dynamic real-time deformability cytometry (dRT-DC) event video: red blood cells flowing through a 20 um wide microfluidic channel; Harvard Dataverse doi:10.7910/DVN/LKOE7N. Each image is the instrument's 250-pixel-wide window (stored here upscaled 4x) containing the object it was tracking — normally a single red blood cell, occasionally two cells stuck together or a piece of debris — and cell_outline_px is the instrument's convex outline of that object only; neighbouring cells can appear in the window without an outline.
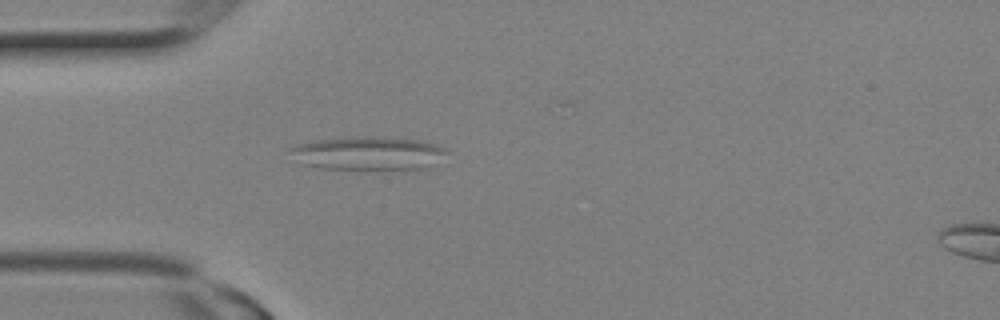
{"species": "Egyptian fruit bat (a non-hibernating species)", "species_latin": "Rousettus aegyptiacus", "temperature_condition": "room temperature", "stored_images_in_passage": 4, "camera_frame_rate_fps": 3000, "um_per_image_px": 0.085, "animal": {"sex": "female"}, "frame": {"image": 1, "passage_image": 1, "time_ms": 0.0, "image_size_px": [1000, 320], "cell_outline_px": [[448, 152], [436, 164], [420, 168], [384, 172], [364, 172], [320, 168], [300, 164], [288, 148], [300, 144], [316, 140], [352, 136], [392, 136], [420, 140], [436, 144], [444, 148]], "centroid_in_image_um": [31.33, 13.07], "position_along_channel_um": 53.7, "area_um2": 32.14}}